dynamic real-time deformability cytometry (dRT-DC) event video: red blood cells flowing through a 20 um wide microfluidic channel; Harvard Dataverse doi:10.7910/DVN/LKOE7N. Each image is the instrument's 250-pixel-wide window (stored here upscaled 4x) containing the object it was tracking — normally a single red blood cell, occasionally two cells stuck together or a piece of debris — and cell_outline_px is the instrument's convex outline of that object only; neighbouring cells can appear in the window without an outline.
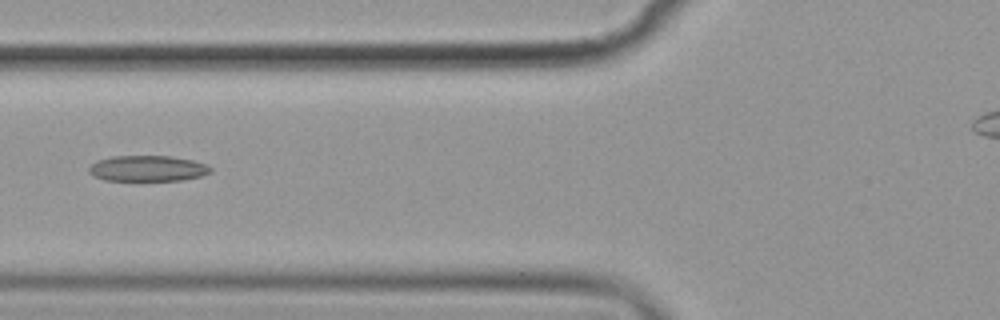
{"species": "common noctule bat (a hibernating species)", "species_latin": "Nyctalus noctula", "temperature_condition": "cold", "stored_images_in_passage": 7, "camera_frame_rate_fps": 3000, "um_per_image_px": 0.085, "animal": {"sex": "female", "body_mass_g": 19.9}, "frame": {"image": 1, "passage_image": 7, "time_ms": 7.0, "image_size_px": [1000, 320], "cell_outline_px": [[212, 172], [200, 176], [180, 180], [104, 180], [92, 176], [88, 172], [88, 168], [96, 160], [112, 156], [168, 156], [192, 160], [208, 164], [212, 168]], "centroid_in_image_um": [12.53, 14.31], "position_along_channel_um": 113.3, "area_um2": 18.32}}